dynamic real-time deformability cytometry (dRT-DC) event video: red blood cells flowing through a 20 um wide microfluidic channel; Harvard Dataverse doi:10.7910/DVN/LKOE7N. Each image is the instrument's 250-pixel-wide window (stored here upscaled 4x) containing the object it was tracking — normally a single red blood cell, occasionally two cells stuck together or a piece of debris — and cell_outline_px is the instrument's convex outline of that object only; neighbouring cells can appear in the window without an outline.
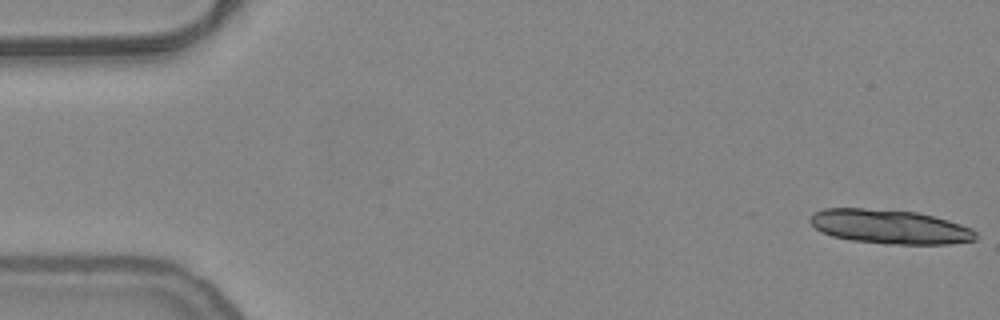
{"species": "common noctule bat (a hibernating species)", "species_latin": "Nyctalus noctula", "temperature_condition": "warm", "stored_images_in_passage": 15, "camera_frame_rate_fps": 3000, "um_per_image_px": 0.085, "animal": {"sex": "female", "body_mass_g": 24.6, "forearm_length_mm": 56.2}, "frame": {"image": 1, "passage_image": 1, "time_ms": 0.0, "image_size_px": [1000, 320], "cell_outline_px": [[980, 236], [976, 240], [948, 244], [884, 244], [852, 240], [832, 236], [816, 228], [808, 220], [812, 212], [824, 208], [864, 208], [916, 212], [948, 220], [972, 228]], "centroid_in_image_um": [75.64, 19.27], "position_along_channel_um": 9.4, "area_um2": 33.12}}